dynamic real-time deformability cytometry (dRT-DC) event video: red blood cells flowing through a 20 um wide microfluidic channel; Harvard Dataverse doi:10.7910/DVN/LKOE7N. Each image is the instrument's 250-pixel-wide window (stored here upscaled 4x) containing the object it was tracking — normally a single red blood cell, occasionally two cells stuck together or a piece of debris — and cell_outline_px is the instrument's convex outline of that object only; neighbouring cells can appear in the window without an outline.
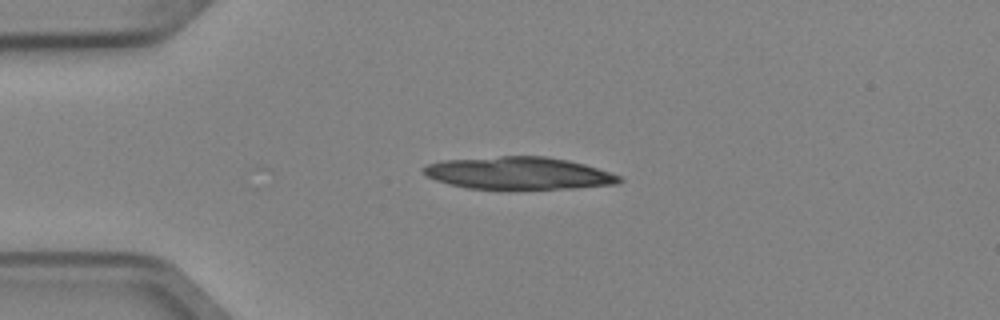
{"species": "Egyptian fruit bat (a non-hibernating species)", "species_latin": "Rousettus aegyptiacus", "temperature_condition": "cold", "stored_images_in_passage": 3, "camera_frame_rate_fps": 3000, "um_per_image_px": 0.085, "animal": {"sex": "female"}, "frame": {"image": 1, "passage_image": 2, "time_ms": 0.333, "image_size_px": [1000, 320], "cell_outline_px": [[624, 180], [620, 184], [576, 188], [468, 188], [448, 184], [436, 180], [428, 176], [424, 172], [424, 168], [428, 164], [444, 160], [500, 156], [548, 156], [568, 160], [584, 164], [620, 176]], "centroid_in_image_um": [44.13, 14.71], "position_along_channel_um": 40.9, "area_um2": 36.59}}